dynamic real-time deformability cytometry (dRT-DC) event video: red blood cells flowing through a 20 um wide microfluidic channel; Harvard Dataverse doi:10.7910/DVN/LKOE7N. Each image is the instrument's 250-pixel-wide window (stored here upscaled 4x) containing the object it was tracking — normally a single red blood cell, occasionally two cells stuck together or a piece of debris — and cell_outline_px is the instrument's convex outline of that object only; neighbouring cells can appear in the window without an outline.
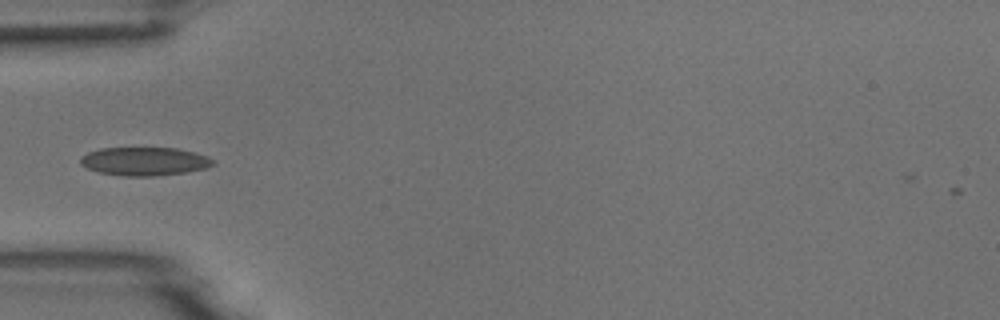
{"species": "common noctule bat (a hibernating species)", "species_latin": "Nyctalus noctula", "temperature_condition": "room temperature", "stored_images_in_passage": 23, "camera_frame_rate_fps": 3000, "um_per_image_px": 0.085, "animal": {"sex": "male", "body_mass_g": 18.8}, "frame": {"image": 1, "passage_image": 1, "time_ms": 0.0, "image_size_px": [1000, 320], "cell_outline_px": [[216, 164], [208, 168], [188, 172], [156, 176], [124, 176], [100, 172], [88, 168], [80, 164], [80, 156], [88, 152], [100, 148], [176, 148], [196, 152], [208, 156], [216, 160]], "centroid_in_image_um": [12.35, 13.71], "position_along_channel_um": 72.7, "area_um2": 22.25}}
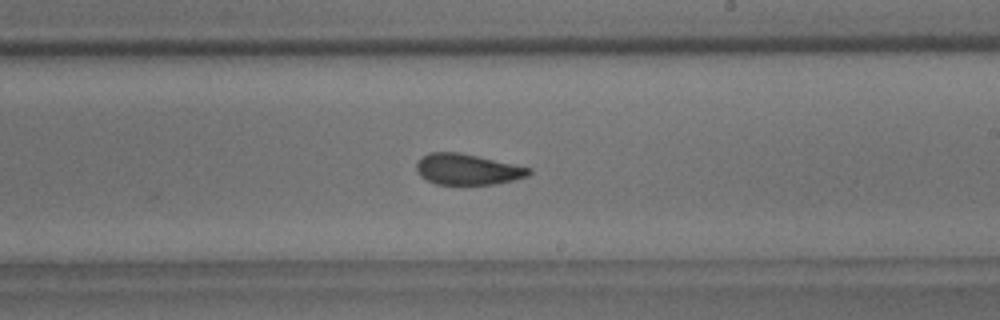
{"frame": {"image": 2, "passage_image": 15, "time_ms": 4.667, "image_size_px": [1000, 320], "cell_outline_px": [[532, 172], [528, 176], [496, 184], [436, 184], [420, 176], [416, 172], [416, 164], [428, 152], [460, 152], [532, 168]], "centroid_in_image_um": [39.74, 14.39], "position_along_channel_um": 249.3, "area_um2": 20.17}}
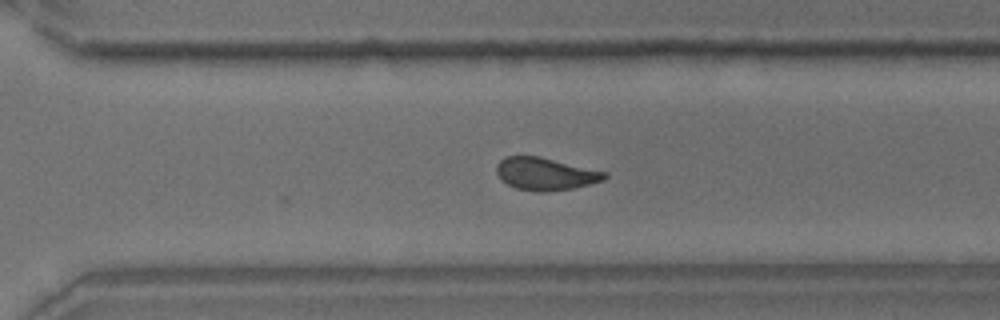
{"frame": {"image": 3, "passage_image": 21, "time_ms": 6.667, "image_size_px": [1000, 320], "cell_outline_px": [[608, 176], [604, 180], [572, 188], [544, 192], [540, 192], [516, 188], [500, 180], [496, 172], [496, 164], [500, 160], [508, 156], [536, 156], [608, 172]], "centroid_in_image_um": [46.34, 14.78], "position_along_channel_um": 324.3, "area_um2": 20.29}}